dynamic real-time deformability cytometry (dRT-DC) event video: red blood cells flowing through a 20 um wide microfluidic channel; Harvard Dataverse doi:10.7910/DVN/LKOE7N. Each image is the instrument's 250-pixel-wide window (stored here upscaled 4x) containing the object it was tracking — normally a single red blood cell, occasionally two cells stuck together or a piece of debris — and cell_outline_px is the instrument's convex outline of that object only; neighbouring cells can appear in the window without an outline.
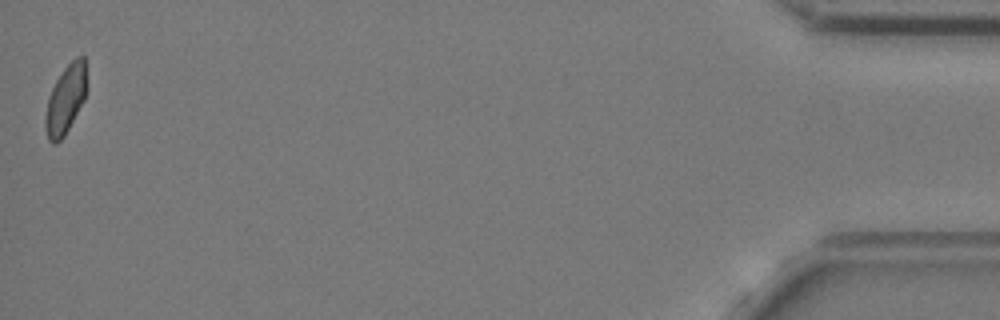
{"species": "common noctule bat (a hibernating species)", "species_latin": "Nyctalus noctula", "temperature_condition": "cold", "stored_images_in_passage": 39, "camera_frame_rate_fps": 3000, "um_per_image_px": 0.085, "animal": {"sex": "female", "body_mass_g": 24.6, "forearm_length_mm": 56.2}, "frame": {"image": 1, "passage_image": 39, "time_ms": 12.667, "image_size_px": [1000, 320], "cell_outline_px": [[84, 100], [64, 136], [56, 144], [52, 144], [48, 140], [44, 124], [44, 120], [48, 96], [56, 80], [64, 68], [76, 56], [84, 56]], "centroid_in_image_um": [5.52, 8.5], "position_along_channel_um": 429.7, "area_um2": 16.13}, "authors_computed_cell_mechanics": {"area_um2": 17.2822, "velocity_mm_per_s": 3.6804, "shape_relaxation_time_tau1_ms": null, "shape_relaxation_time_tau2_ms": 1.6467, "deformation_change_tau1": null, "deformation_change_tau2": 0.062}}